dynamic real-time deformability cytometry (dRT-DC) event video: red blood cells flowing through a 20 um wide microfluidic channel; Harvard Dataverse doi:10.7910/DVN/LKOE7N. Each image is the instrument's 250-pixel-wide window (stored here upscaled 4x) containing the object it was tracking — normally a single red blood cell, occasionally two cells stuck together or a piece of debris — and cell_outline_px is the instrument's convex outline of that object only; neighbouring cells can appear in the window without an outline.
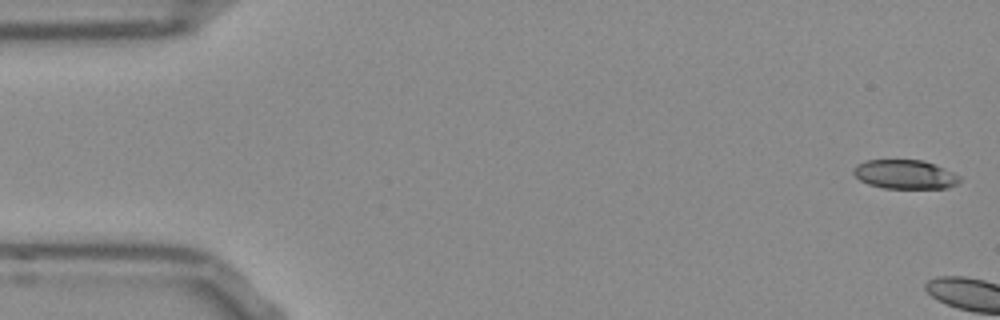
{"species": "Egyptian fruit bat (a non-hibernating species)", "species_latin": "Rousettus aegyptiacus", "temperature_condition": "room temperature", "stored_images_in_passage": 4, "camera_frame_rate_fps": 3000, "um_per_image_px": 0.085, "frame": {"image": 1, "passage_image": 1, "time_ms": 0.0, "image_size_px": [1000, 320], "cell_outline_px": [[960, 180], [956, 184], [948, 188], [884, 188], [868, 184], [860, 180], [852, 172], [852, 168], [856, 164], [864, 160], [924, 160], [944, 168], [960, 176]], "centroid_in_image_um": [76.89, 14.81], "position_along_channel_um": 8.1, "area_um2": 18.03}}